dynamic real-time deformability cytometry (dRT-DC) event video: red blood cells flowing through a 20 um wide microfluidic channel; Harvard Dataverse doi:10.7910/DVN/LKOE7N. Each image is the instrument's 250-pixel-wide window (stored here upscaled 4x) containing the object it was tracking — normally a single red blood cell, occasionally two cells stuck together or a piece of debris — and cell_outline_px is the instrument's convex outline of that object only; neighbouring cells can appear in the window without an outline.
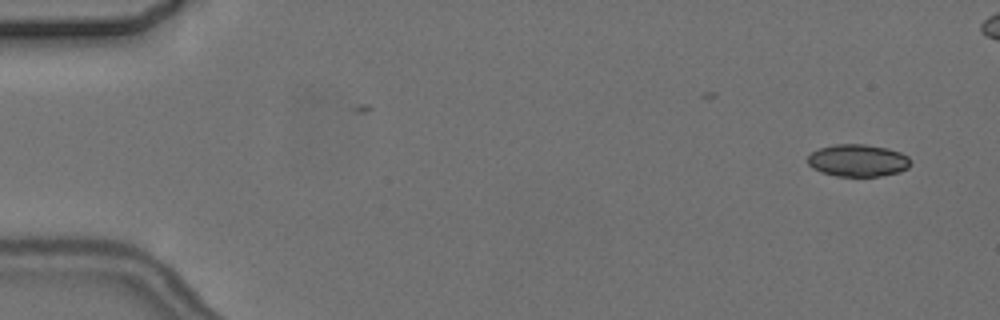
{"species": "common noctule bat (a hibernating species)", "species_latin": "Nyctalus noctula", "temperature_condition": "cold", "stored_images_in_passage": 6, "camera_frame_rate_fps": 3000, "um_per_image_px": 0.085, "animal": {"sex": "female", "body_mass_g": 24.6, "forearm_length_mm": 56.2}, "frame": {"image": 1, "passage_image": 1, "time_ms": 0.0, "image_size_px": [1000, 320], "cell_outline_px": [[908, 168], [900, 172], [880, 176], [836, 176], [820, 172], [812, 168], [808, 164], [808, 156], [812, 152], [820, 148], [836, 144], [864, 144], [888, 148], [900, 152], [908, 156]], "centroid_in_image_um": [72.9, 13.64], "position_along_channel_um": 12.1, "area_um2": 19.31}}